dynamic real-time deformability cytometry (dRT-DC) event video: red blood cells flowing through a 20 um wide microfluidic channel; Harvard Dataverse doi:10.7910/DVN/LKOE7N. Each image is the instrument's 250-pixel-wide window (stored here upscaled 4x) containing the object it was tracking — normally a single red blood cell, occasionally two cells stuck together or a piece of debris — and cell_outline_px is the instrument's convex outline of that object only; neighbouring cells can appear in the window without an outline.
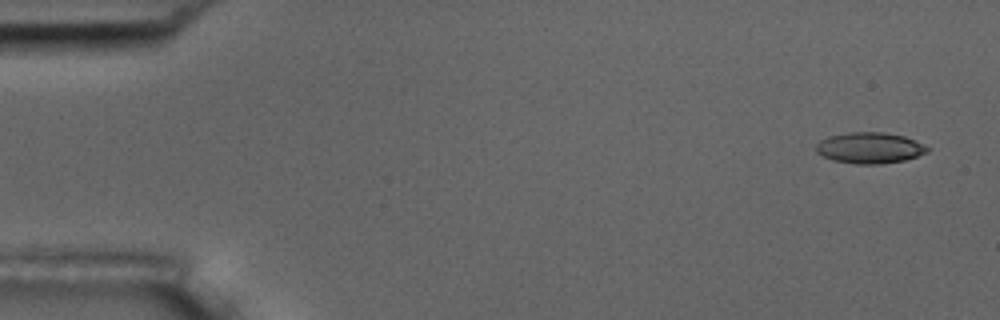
{"species": "common noctule bat (a hibernating species)", "species_latin": "Nyctalus noctula", "temperature_condition": "room temperature", "stored_images_in_passage": 4, "camera_frame_rate_fps": 3000, "um_per_image_px": 0.085, "animal": {"sex": "male", "body_mass_g": 17.5, "forearm_length_mm": 52.3}, "frame": {"image": 1, "passage_image": 1, "time_ms": 0.0, "image_size_px": [1000, 320], "cell_outline_px": [[928, 152], [904, 160], [880, 164], [856, 164], [832, 160], [816, 152], [816, 144], [820, 140], [828, 136], [848, 132], [884, 132], [904, 136], [924, 144], [928, 148]], "centroid_in_image_um": [73.9, 12.56], "position_along_channel_um": 11.1, "area_um2": 20.11}}